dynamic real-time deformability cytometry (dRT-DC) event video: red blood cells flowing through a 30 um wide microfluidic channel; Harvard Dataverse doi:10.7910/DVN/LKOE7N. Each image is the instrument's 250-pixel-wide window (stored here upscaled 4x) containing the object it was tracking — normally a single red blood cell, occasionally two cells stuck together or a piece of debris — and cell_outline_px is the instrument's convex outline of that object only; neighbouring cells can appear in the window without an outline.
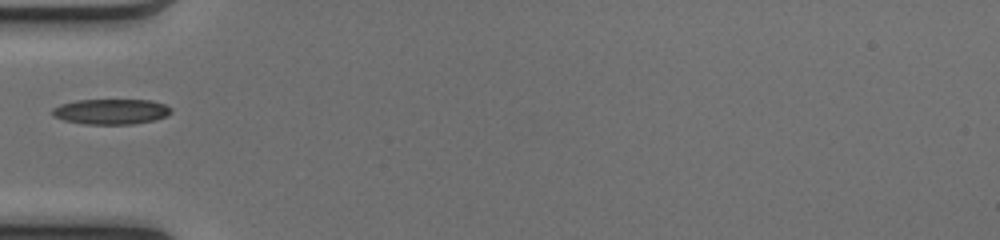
{"species": "common noctule bat (a hibernating species)", "species_latin": "Nyctalus noctula", "temperature_condition": "cold", "stored_images_in_passage": 31, "camera_frame_rate_fps": 3000, "um_per_image_px": 0.085, "animal": {"sex": "female", "body_mass_g": 17.0, "forearm_length_mm": 48.0}, "frame": {"image": 1, "passage_image": 1, "time_ms": 0.0, "image_size_px": [1000, 240], "cell_outline_px": [[172, 112], [168, 116], [156, 120], [132, 124], [84, 124], [64, 120], [52, 116], [52, 108], [60, 104], [76, 100], [152, 100], [164, 104], [172, 108]], "centroid_in_image_um": [9.46, 9.48], "position_along_channel_um": 75.5, "area_um2": 17.74}}
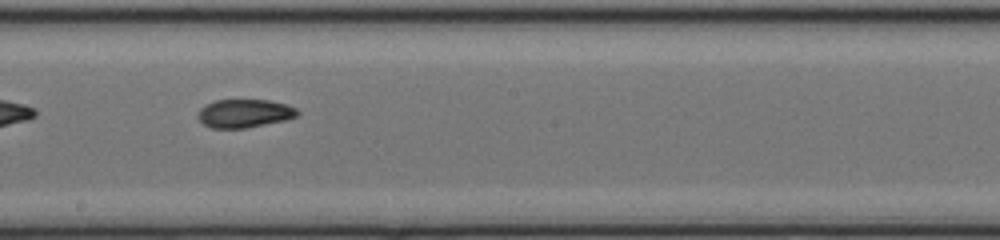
{"frame": {"image": 2, "passage_image": 12, "time_ms": 3.667, "image_size_px": [1000, 240], "cell_outline_px": [[300, 112], [296, 116], [284, 120], [244, 128], [212, 128], [204, 124], [196, 116], [200, 108], [204, 104], [216, 100], [268, 100], [288, 104], [296, 108]], "centroid_in_image_um": [20.75, 9.62], "position_along_channel_um": 227.4, "area_um2": 16.42}}
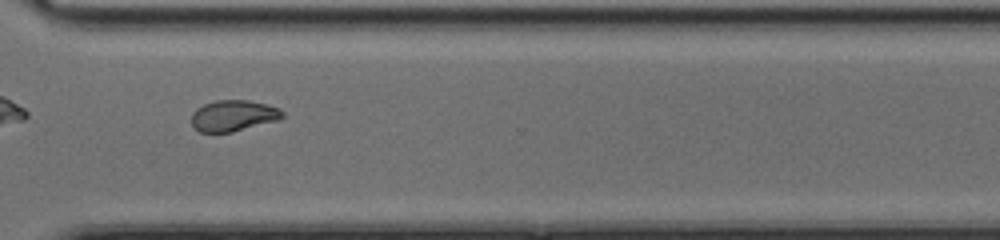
{"frame": {"image": 3, "passage_image": 21, "time_ms": 6.667, "image_size_px": [1000, 240], "cell_outline_px": [[284, 116], [280, 120], [232, 132], [200, 132], [192, 128], [192, 112], [196, 108], [204, 104], [216, 100], [248, 100], [280, 108], [284, 112]], "centroid_in_image_um": [19.83, 9.84], "position_along_channel_um": 350.8, "area_um2": 16.65}}